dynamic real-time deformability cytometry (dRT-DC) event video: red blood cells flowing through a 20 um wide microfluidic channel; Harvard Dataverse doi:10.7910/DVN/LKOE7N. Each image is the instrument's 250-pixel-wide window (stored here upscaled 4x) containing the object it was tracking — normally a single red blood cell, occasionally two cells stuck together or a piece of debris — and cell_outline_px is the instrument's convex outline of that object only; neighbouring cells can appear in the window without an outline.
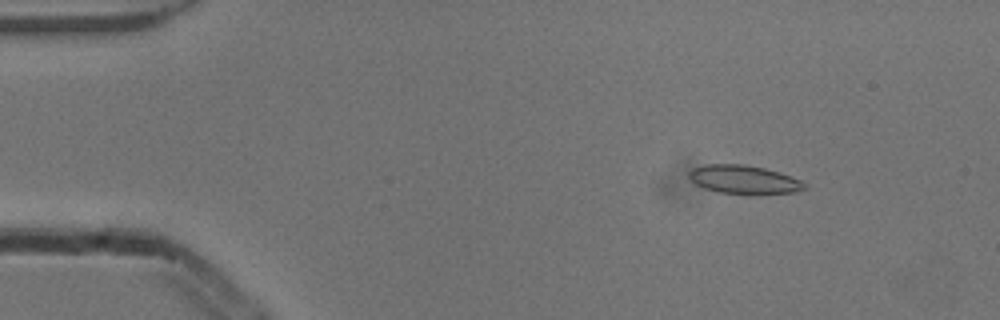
{"species": "common noctule bat (a hibernating species)", "species_latin": "Nyctalus noctula", "temperature_condition": "cold", "stored_images_in_passage": 53, "camera_frame_rate_fps": 3000, "um_per_image_px": 0.085, "animal": {"sex": "male", "body_mass_g": 13.3}, "frame": {"image": 1, "passage_image": 7, "time_ms": 2.0, "image_size_px": [1000, 320], "cell_outline_px": [[808, 184], [804, 188], [792, 192], [752, 196], [720, 192], [704, 188], [696, 184], [688, 176], [688, 172], [692, 168], [704, 164], [744, 164], [764, 168], [780, 172], [792, 176]], "centroid_in_image_um": [63.24, 15.28], "position_along_channel_um": 21.8, "area_um2": 19.65}}
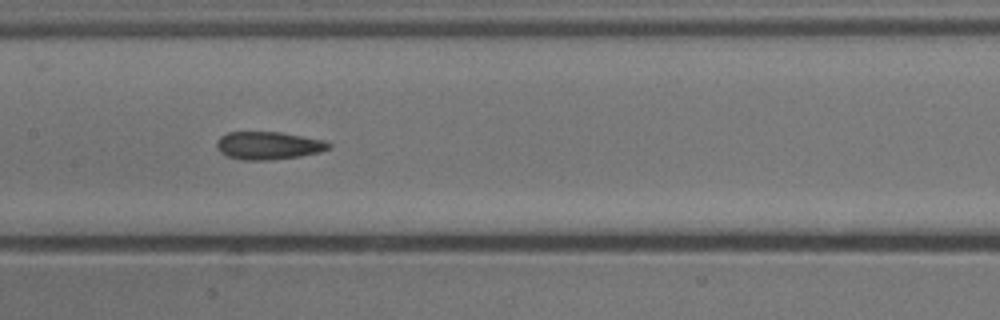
{"frame": {"image": 2, "passage_image": 26, "time_ms": 8.333, "image_size_px": [1000, 320], "cell_outline_px": [[332, 144], [328, 148], [320, 152], [300, 156], [268, 160], [244, 160], [228, 156], [220, 152], [216, 144], [216, 140], [220, 136], [228, 132], [280, 132], [324, 140]], "centroid_in_image_um": [22.8, 12.36], "position_along_channel_um": 184.6, "area_um2": 18.09}}
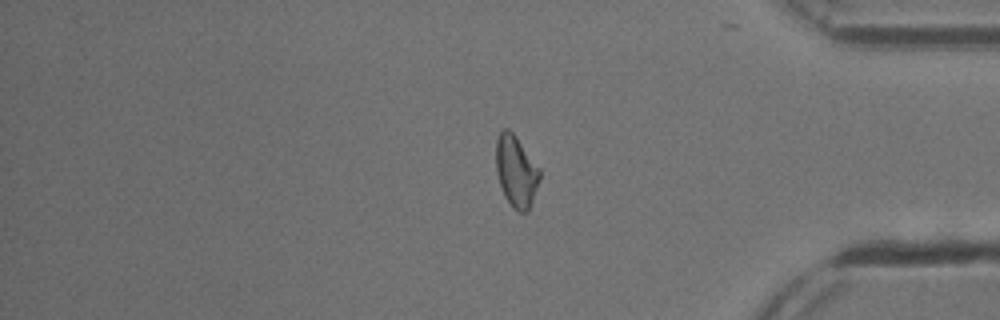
{"frame": {"image": 3, "passage_image": 44, "time_ms": 14.333, "image_size_px": [1000, 320], "cell_outline_px": [[540, 180], [528, 212], [520, 212], [512, 208], [504, 196], [496, 172], [496, 140], [500, 132], [504, 128], [508, 128], [516, 136], [540, 168]], "centroid_in_image_um": [43.87, 14.56], "position_along_channel_um": 391.3, "area_um2": 18.32}, "authors_computed_cell_mechanics": {"area_um2": 18.4382, "velocity_mm_per_s": 3.8516, "shape_relaxation_time_tau1_ms": null, "shape_relaxation_time_tau2_ms": 3.3318, "deformation_change_tau1": null, "deformation_change_tau2": 0.0956}}